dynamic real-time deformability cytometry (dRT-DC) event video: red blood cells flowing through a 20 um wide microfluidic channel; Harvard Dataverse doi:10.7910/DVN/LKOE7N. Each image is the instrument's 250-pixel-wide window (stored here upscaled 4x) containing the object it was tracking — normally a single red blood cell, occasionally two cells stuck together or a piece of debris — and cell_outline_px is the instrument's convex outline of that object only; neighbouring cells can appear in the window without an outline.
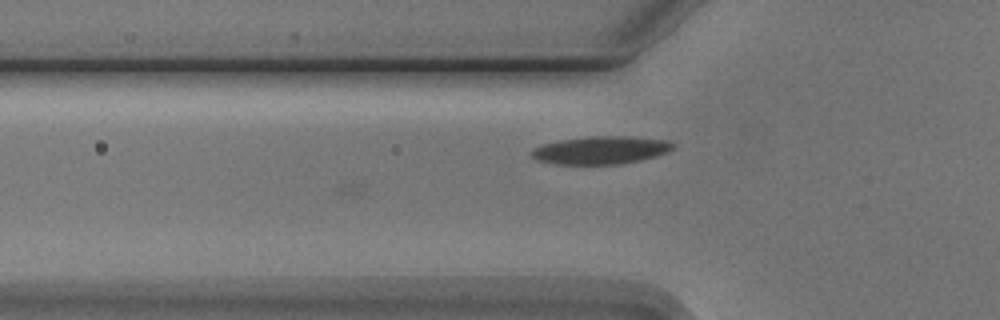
{"species": "Egyptian fruit bat (a non-hibernating species)", "species_latin": "Rousettus aegyptiacus", "temperature_condition": "cold", "stored_images_in_passage": 5, "camera_frame_rate_fps": 3000, "um_per_image_px": 0.085, "animal": {"sex": "male"}, "frame": {"image": 1, "passage_image": 5, "time_ms": 4.667, "image_size_px": [1000, 320], "cell_outline_px": [[676, 144], [668, 152], [656, 156], [640, 160], [620, 164], [556, 164], [536, 160], [532, 156], [532, 148], [544, 144], [560, 140], [588, 136], [632, 136], [668, 140]], "centroid_in_image_um": [51.1, 12.75], "position_along_channel_um": 74.7, "area_um2": 23.06}}